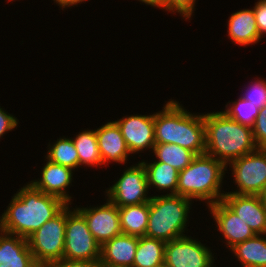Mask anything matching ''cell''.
<instances>
[{
  "instance_id": "12",
  "label": "cell",
  "mask_w": 266,
  "mask_h": 267,
  "mask_svg": "<svg viewBox=\"0 0 266 267\" xmlns=\"http://www.w3.org/2000/svg\"><path fill=\"white\" fill-rule=\"evenodd\" d=\"M103 204L83 205L75 208L84 216L95 240L102 246L106 241L122 234L118 207L105 197Z\"/></svg>"
},
{
  "instance_id": "39",
  "label": "cell",
  "mask_w": 266,
  "mask_h": 267,
  "mask_svg": "<svg viewBox=\"0 0 266 267\" xmlns=\"http://www.w3.org/2000/svg\"><path fill=\"white\" fill-rule=\"evenodd\" d=\"M7 1V3H9V2H16V0H6ZM17 1H19V0H17Z\"/></svg>"
},
{
  "instance_id": "16",
  "label": "cell",
  "mask_w": 266,
  "mask_h": 267,
  "mask_svg": "<svg viewBox=\"0 0 266 267\" xmlns=\"http://www.w3.org/2000/svg\"><path fill=\"white\" fill-rule=\"evenodd\" d=\"M222 201L255 234H266V208L257 195L225 193Z\"/></svg>"
},
{
  "instance_id": "3",
  "label": "cell",
  "mask_w": 266,
  "mask_h": 267,
  "mask_svg": "<svg viewBox=\"0 0 266 267\" xmlns=\"http://www.w3.org/2000/svg\"><path fill=\"white\" fill-rule=\"evenodd\" d=\"M205 154L225 165L258 149L252 127L238 123L222 111L204 112Z\"/></svg>"
},
{
  "instance_id": "34",
  "label": "cell",
  "mask_w": 266,
  "mask_h": 267,
  "mask_svg": "<svg viewBox=\"0 0 266 267\" xmlns=\"http://www.w3.org/2000/svg\"><path fill=\"white\" fill-rule=\"evenodd\" d=\"M54 1L55 6H59V10L65 11V9L72 8V7H78L80 4H85V2L90 1V0H52Z\"/></svg>"
},
{
  "instance_id": "4",
  "label": "cell",
  "mask_w": 266,
  "mask_h": 267,
  "mask_svg": "<svg viewBox=\"0 0 266 267\" xmlns=\"http://www.w3.org/2000/svg\"><path fill=\"white\" fill-rule=\"evenodd\" d=\"M226 165L207 154L197 155L189 166L179 171L177 195L209 206L222 200Z\"/></svg>"
},
{
  "instance_id": "22",
  "label": "cell",
  "mask_w": 266,
  "mask_h": 267,
  "mask_svg": "<svg viewBox=\"0 0 266 267\" xmlns=\"http://www.w3.org/2000/svg\"><path fill=\"white\" fill-rule=\"evenodd\" d=\"M78 133V134H77ZM74 137L71 136L79 157L80 168H102L103 162L100 156L98 140L95 129H86L77 132Z\"/></svg>"
},
{
  "instance_id": "29",
  "label": "cell",
  "mask_w": 266,
  "mask_h": 267,
  "mask_svg": "<svg viewBox=\"0 0 266 267\" xmlns=\"http://www.w3.org/2000/svg\"><path fill=\"white\" fill-rule=\"evenodd\" d=\"M199 0H167V15L175 14L176 16L179 15L180 18L184 21H189L193 19L195 11H196V4Z\"/></svg>"
},
{
  "instance_id": "38",
  "label": "cell",
  "mask_w": 266,
  "mask_h": 267,
  "mask_svg": "<svg viewBox=\"0 0 266 267\" xmlns=\"http://www.w3.org/2000/svg\"><path fill=\"white\" fill-rule=\"evenodd\" d=\"M36 267H50L48 264H38Z\"/></svg>"
},
{
  "instance_id": "11",
  "label": "cell",
  "mask_w": 266,
  "mask_h": 267,
  "mask_svg": "<svg viewBox=\"0 0 266 267\" xmlns=\"http://www.w3.org/2000/svg\"><path fill=\"white\" fill-rule=\"evenodd\" d=\"M123 115L114 121L121 130L131 156L139 154L137 158L141 156L143 159L141 153H151L155 145L154 113Z\"/></svg>"
},
{
  "instance_id": "35",
  "label": "cell",
  "mask_w": 266,
  "mask_h": 267,
  "mask_svg": "<svg viewBox=\"0 0 266 267\" xmlns=\"http://www.w3.org/2000/svg\"><path fill=\"white\" fill-rule=\"evenodd\" d=\"M140 2V4H145L146 6L153 7L154 9L159 8V10L162 9V11L166 12L167 14V0H136Z\"/></svg>"
},
{
  "instance_id": "23",
  "label": "cell",
  "mask_w": 266,
  "mask_h": 267,
  "mask_svg": "<svg viewBox=\"0 0 266 267\" xmlns=\"http://www.w3.org/2000/svg\"><path fill=\"white\" fill-rule=\"evenodd\" d=\"M123 234L142 237L146 235L149 219V202L118 208Z\"/></svg>"
},
{
  "instance_id": "24",
  "label": "cell",
  "mask_w": 266,
  "mask_h": 267,
  "mask_svg": "<svg viewBox=\"0 0 266 267\" xmlns=\"http://www.w3.org/2000/svg\"><path fill=\"white\" fill-rule=\"evenodd\" d=\"M151 161L164 162L174 167L178 172L189 166L197 156L194 152L177 144L155 143L151 152Z\"/></svg>"
},
{
  "instance_id": "21",
  "label": "cell",
  "mask_w": 266,
  "mask_h": 267,
  "mask_svg": "<svg viewBox=\"0 0 266 267\" xmlns=\"http://www.w3.org/2000/svg\"><path fill=\"white\" fill-rule=\"evenodd\" d=\"M241 267H266V234H255L228 251Z\"/></svg>"
},
{
  "instance_id": "18",
  "label": "cell",
  "mask_w": 266,
  "mask_h": 267,
  "mask_svg": "<svg viewBox=\"0 0 266 267\" xmlns=\"http://www.w3.org/2000/svg\"><path fill=\"white\" fill-rule=\"evenodd\" d=\"M138 237L120 234L101 246V264L104 267H133Z\"/></svg>"
},
{
  "instance_id": "31",
  "label": "cell",
  "mask_w": 266,
  "mask_h": 267,
  "mask_svg": "<svg viewBox=\"0 0 266 267\" xmlns=\"http://www.w3.org/2000/svg\"><path fill=\"white\" fill-rule=\"evenodd\" d=\"M19 122L15 115L10 114V112L0 106V139H3L7 133L17 129Z\"/></svg>"
},
{
  "instance_id": "5",
  "label": "cell",
  "mask_w": 266,
  "mask_h": 267,
  "mask_svg": "<svg viewBox=\"0 0 266 267\" xmlns=\"http://www.w3.org/2000/svg\"><path fill=\"white\" fill-rule=\"evenodd\" d=\"M193 203L194 201L176 194L152 196L145 236L166 243L188 235L189 219L194 211Z\"/></svg>"
},
{
  "instance_id": "8",
  "label": "cell",
  "mask_w": 266,
  "mask_h": 267,
  "mask_svg": "<svg viewBox=\"0 0 266 267\" xmlns=\"http://www.w3.org/2000/svg\"><path fill=\"white\" fill-rule=\"evenodd\" d=\"M100 258L101 245L90 232L84 216L73 205H67L63 259L93 261Z\"/></svg>"
},
{
  "instance_id": "32",
  "label": "cell",
  "mask_w": 266,
  "mask_h": 267,
  "mask_svg": "<svg viewBox=\"0 0 266 267\" xmlns=\"http://www.w3.org/2000/svg\"><path fill=\"white\" fill-rule=\"evenodd\" d=\"M253 12L260 38L263 40V37L266 36V0H256Z\"/></svg>"
},
{
  "instance_id": "10",
  "label": "cell",
  "mask_w": 266,
  "mask_h": 267,
  "mask_svg": "<svg viewBox=\"0 0 266 267\" xmlns=\"http://www.w3.org/2000/svg\"><path fill=\"white\" fill-rule=\"evenodd\" d=\"M202 242L194 234L166 242L164 262L169 267H216L217 253Z\"/></svg>"
},
{
  "instance_id": "25",
  "label": "cell",
  "mask_w": 266,
  "mask_h": 267,
  "mask_svg": "<svg viewBox=\"0 0 266 267\" xmlns=\"http://www.w3.org/2000/svg\"><path fill=\"white\" fill-rule=\"evenodd\" d=\"M45 157L53 163L67 166L79 172V157L72 138L60 136L57 140L47 143Z\"/></svg>"
},
{
  "instance_id": "19",
  "label": "cell",
  "mask_w": 266,
  "mask_h": 267,
  "mask_svg": "<svg viewBox=\"0 0 266 267\" xmlns=\"http://www.w3.org/2000/svg\"><path fill=\"white\" fill-rule=\"evenodd\" d=\"M28 241L0 230V267H36Z\"/></svg>"
},
{
  "instance_id": "15",
  "label": "cell",
  "mask_w": 266,
  "mask_h": 267,
  "mask_svg": "<svg viewBox=\"0 0 266 267\" xmlns=\"http://www.w3.org/2000/svg\"><path fill=\"white\" fill-rule=\"evenodd\" d=\"M100 156L105 165L112 163L126 166L130 160L131 152L122 136L121 130L115 121H108L95 128ZM127 163V164H126Z\"/></svg>"
},
{
  "instance_id": "1",
  "label": "cell",
  "mask_w": 266,
  "mask_h": 267,
  "mask_svg": "<svg viewBox=\"0 0 266 267\" xmlns=\"http://www.w3.org/2000/svg\"><path fill=\"white\" fill-rule=\"evenodd\" d=\"M67 205L60 198L43 193L26 182L14 192L0 215V230L27 239Z\"/></svg>"
},
{
  "instance_id": "36",
  "label": "cell",
  "mask_w": 266,
  "mask_h": 267,
  "mask_svg": "<svg viewBox=\"0 0 266 267\" xmlns=\"http://www.w3.org/2000/svg\"><path fill=\"white\" fill-rule=\"evenodd\" d=\"M260 200L262 201L264 207L266 208V186L262 189L260 194L258 195Z\"/></svg>"
},
{
  "instance_id": "33",
  "label": "cell",
  "mask_w": 266,
  "mask_h": 267,
  "mask_svg": "<svg viewBox=\"0 0 266 267\" xmlns=\"http://www.w3.org/2000/svg\"><path fill=\"white\" fill-rule=\"evenodd\" d=\"M50 267H104L100 260L93 261H79L59 259L52 261L48 264Z\"/></svg>"
},
{
  "instance_id": "6",
  "label": "cell",
  "mask_w": 266,
  "mask_h": 267,
  "mask_svg": "<svg viewBox=\"0 0 266 267\" xmlns=\"http://www.w3.org/2000/svg\"><path fill=\"white\" fill-rule=\"evenodd\" d=\"M123 173L105 187L103 195L118 208L127 205H139L150 202L152 195L149 190L147 173L139 160L128 167H123Z\"/></svg>"
},
{
  "instance_id": "30",
  "label": "cell",
  "mask_w": 266,
  "mask_h": 267,
  "mask_svg": "<svg viewBox=\"0 0 266 267\" xmlns=\"http://www.w3.org/2000/svg\"><path fill=\"white\" fill-rule=\"evenodd\" d=\"M252 131L258 149H266V105L260 108Z\"/></svg>"
},
{
  "instance_id": "26",
  "label": "cell",
  "mask_w": 266,
  "mask_h": 267,
  "mask_svg": "<svg viewBox=\"0 0 266 267\" xmlns=\"http://www.w3.org/2000/svg\"><path fill=\"white\" fill-rule=\"evenodd\" d=\"M166 243L162 240L138 237L133 267H155L164 262Z\"/></svg>"
},
{
  "instance_id": "28",
  "label": "cell",
  "mask_w": 266,
  "mask_h": 267,
  "mask_svg": "<svg viewBox=\"0 0 266 267\" xmlns=\"http://www.w3.org/2000/svg\"><path fill=\"white\" fill-rule=\"evenodd\" d=\"M255 76L246 85L244 83V87L240 88L242 90L239 96L260 109L266 105V78Z\"/></svg>"
},
{
  "instance_id": "17",
  "label": "cell",
  "mask_w": 266,
  "mask_h": 267,
  "mask_svg": "<svg viewBox=\"0 0 266 267\" xmlns=\"http://www.w3.org/2000/svg\"><path fill=\"white\" fill-rule=\"evenodd\" d=\"M225 25H227V37L234 45L247 48L249 45L255 46L262 41L257 29L253 7L232 12Z\"/></svg>"
},
{
  "instance_id": "13",
  "label": "cell",
  "mask_w": 266,
  "mask_h": 267,
  "mask_svg": "<svg viewBox=\"0 0 266 267\" xmlns=\"http://www.w3.org/2000/svg\"><path fill=\"white\" fill-rule=\"evenodd\" d=\"M205 209L210 212L208 219H213L211 226L216 225L214 230H217V233L220 234L218 239L222 242L221 245L225 243L223 249L229 250L237 243L244 242L255 235L250 227L236 216L222 200L209 205Z\"/></svg>"
},
{
  "instance_id": "37",
  "label": "cell",
  "mask_w": 266,
  "mask_h": 267,
  "mask_svg": "<svg viewBox=\"0 0 266 267\" xmlns=\"http://www.w3.org/2000/svg\"><path fill=\"white\" fill-rule=\"evenodd\" d=\"M155 267H169V265H167L165 262L155 266Z\"/></svg>"
},
{
  "instance_id": "14",
  "label": "cell",
  "mask_w": 266,
  "mask_h": 267,
  "mask_svg": "<svg viewBox=\"0 0 266 267\" xmlns=\"http://www.w3.org/2000/svg\"><path fill=\"white\" fill-rule=\"evenodd\" d=\"M45 163L42 164L40 176L39 178L28 181L30 182L36 189L41 190L43 193L56 196L63 200L68 205H74V199L72 193L68 190L74 184L73 181L75 179V170L62 166L60 164H56L48 160L44 156Z\"/></svg>"
},
{
  "instance_id": "7",
  "label": "cell",
  "mask_w": 266,
  "mask_h": 267,
  "mask_svg": "<svg viewBox=\"0 0 266 267\" xmlns=\"http://www.w3.org/2000/svg\"><path fill=\"white\" fill-rule=\"evenodd\" d=\"M226 171H231L226 173L233 176L230 179L235 185L226 193L258 196L266 186V149H257L231 161L226 165Z\"/></svg>"
},
{
  "instance_id": "20",
  "label": "cell",
  "mask_w": 266,
  "mask_h": 267,
  "mask_svg": "<svg viewBox=\"0 0 266 267\" xmlns=\"http://www.w3.org/2000/svg\"><path fill=\"white\" fill-rule=\"evenodd\" d=\"M140 161L146 169L150 193L154 192L152 196L155 194L159 196L161 193V195H177L179 172L174 167L164 162L150 161V159Z\"/></svg>"
},
{
  "instance_id": "27",
  "label": "cell",
  "mask_w": 266,
  "mask_h": 267,
  "mask_svg": "<svg viewBox=\"0 0 266 267\" xmlns=\"http://www.w3.org/2000/svg\"><path fill=\"white\" fill-rule=\"evenodd\" d=\"M237 97L238 98L234 101H228L225 106H223L225 109L221 111L238 123L253 127L260 109L250 101L240 96Z\"/></svg>"
},
{
  "instance_id": "2",
  "label": "cell",
  "mask_w": 266,
  "mask_h": 267,
  "mask_svg": "<svg viewBox=\"0 0 266 267\" xmlns=\"http://www.w3.org/2000/svg\"><path fill=\"white\" fill-rule=\"evenodd\" d=\"M165 103L162 110L154 112L155 143L177 144L196 155L205 154L204 113L187 111L177 99Z\"/></svg>"
},
{
  "instance_id": "9",
  "label": "cell",
  "mask_w": 266,
  "mask_h": 267,
  "mask_svg": "<svg viewBox=\"0 0 266 267\" xmlns=\"http://www.w3.org/2000/svg\"><path fill=\"white\" fill-rule=\"evenodd\" d=\"M67 206L28 238V246L37 264L63 259Z\"/></svg>"
}]
</instances>
